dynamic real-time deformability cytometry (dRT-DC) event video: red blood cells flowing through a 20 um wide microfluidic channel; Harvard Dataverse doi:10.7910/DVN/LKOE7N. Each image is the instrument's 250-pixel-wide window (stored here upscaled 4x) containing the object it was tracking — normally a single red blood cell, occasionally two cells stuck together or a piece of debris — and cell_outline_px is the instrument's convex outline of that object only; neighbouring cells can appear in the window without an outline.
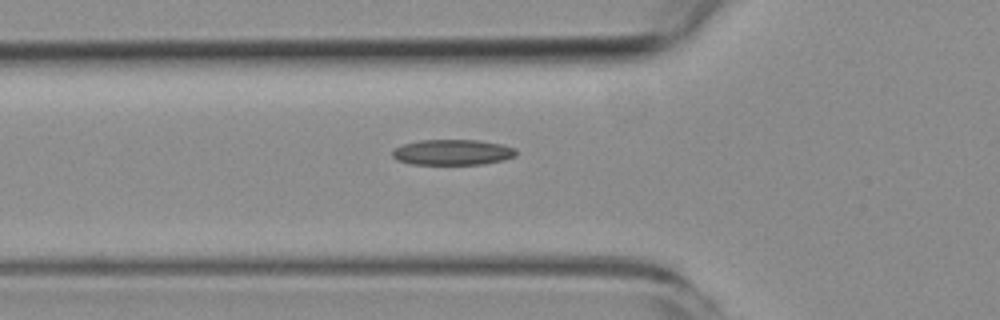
{"species": "common noctule bat (a hibernating species)", "species_latin": "Nyctalus noctula", "temperature_condition": "room temperature", "stored_images_in_passage": 3, "camera_frame_rate_fps": 3000, "um_per_image_px": 0.085, "animal": {"sex": "female", "body_mass_g": 19.3, "forearm_length_mm": 54.1}, "frame": {"image": 1, "passage_image": 3, "time_ms": 2.333, "image_size_px": [1000, 320], "cell_outline_px": [[516, 156], [504, 160], [484, 164], [412, 164], [396, 160], [392, 156], [392, 148], [404, 144], [420, 140], [480, 140], [500, 144], [516, 148]], "centroid_in_image_um": [38.46, 12.94], "position_along_channel_um": 87.3, "area_um2": 18.55}}